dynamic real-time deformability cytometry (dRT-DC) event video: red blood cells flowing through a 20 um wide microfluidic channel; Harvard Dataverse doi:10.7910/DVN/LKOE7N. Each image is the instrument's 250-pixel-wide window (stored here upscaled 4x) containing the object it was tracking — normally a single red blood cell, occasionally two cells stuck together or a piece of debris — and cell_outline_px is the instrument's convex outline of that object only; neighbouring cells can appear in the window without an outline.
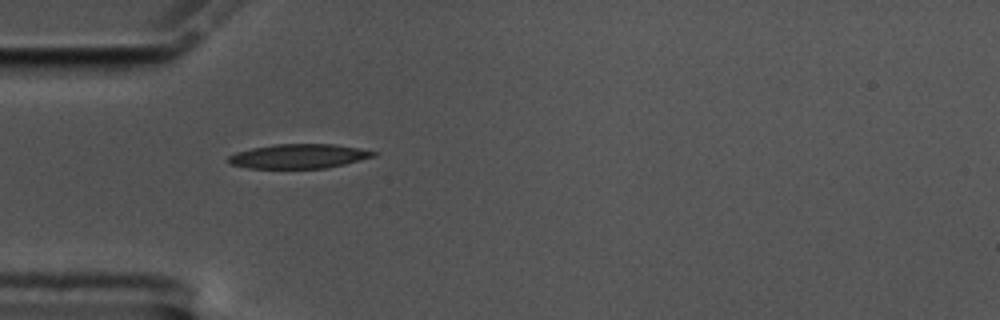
{"species": "common noctule bat (a hibernating species)", "species_latin": "Nyctalus noctula", "temperature_condition": "cold", "stored_images_in_passage": 17, "camera_frame_rate_fps": 3000, "um_per_image_px": 0.085, "animal": {"sex": "male", "body_mass_g": 17.5, "forearm_length_mm": 52.3}, "frame": {"image": 1, "passage_image": 1, "time_ms": 0.0, "image_size_px": [1000, 320], "cell_outline_px": [[376, 156], [344, 164], [324, 168], [248, 168], [228, 164], [228, 156], [236, 152], [252, 148], [272, 144], [336, 144], [360, 148], [376, 152]], "centroid_in_image_um": [25.37, 13.27], "position_along_channel_um": 59.6, "area_um2": 20.63}}